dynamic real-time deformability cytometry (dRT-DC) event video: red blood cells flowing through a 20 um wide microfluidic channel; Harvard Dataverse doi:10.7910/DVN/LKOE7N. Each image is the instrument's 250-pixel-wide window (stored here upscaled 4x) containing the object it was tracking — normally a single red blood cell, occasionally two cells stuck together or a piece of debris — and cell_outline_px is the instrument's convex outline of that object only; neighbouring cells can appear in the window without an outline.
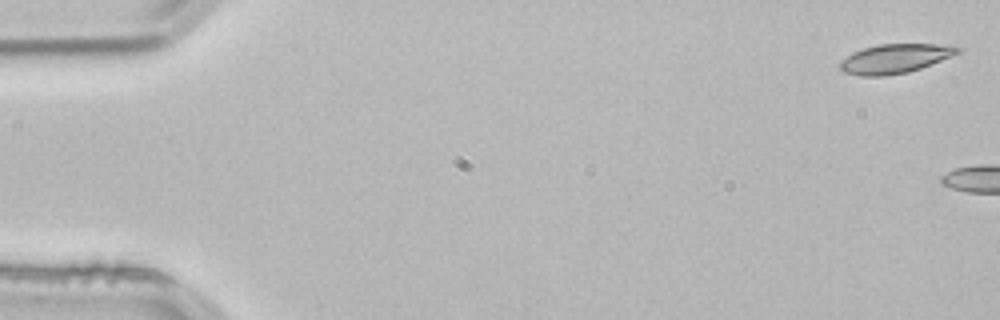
{"species": "common noctule bat (a hibernating species)", "species_latin": "Nyctalus noctula", "temperature_condition": "room temperature", "stored_images_in_passage": 5, "camera_frame_rate_fps": 3000, "um_per_image_px": 0.085, "animal": {"sex": "male", "body_mass_g": 21.5, "forearm_length_mm": 52.0}, "frame": {"image": 1, "passage_image": 1, "time_ms": 0.0, "image_size_px": [1000, 320], "cell_outline_px": [[964, 48], [960, 52], [920, 68], [908, 72], [884, 76], [860, 76], [844, 72], [836, 64], [840, 60], [852, 52], [864, 48], [880, 44], [936, 44]], "centroid_in_image_um": [75.99, 4.99], "position_along_channel_um": 9.0, "area_um2": 19.94}}